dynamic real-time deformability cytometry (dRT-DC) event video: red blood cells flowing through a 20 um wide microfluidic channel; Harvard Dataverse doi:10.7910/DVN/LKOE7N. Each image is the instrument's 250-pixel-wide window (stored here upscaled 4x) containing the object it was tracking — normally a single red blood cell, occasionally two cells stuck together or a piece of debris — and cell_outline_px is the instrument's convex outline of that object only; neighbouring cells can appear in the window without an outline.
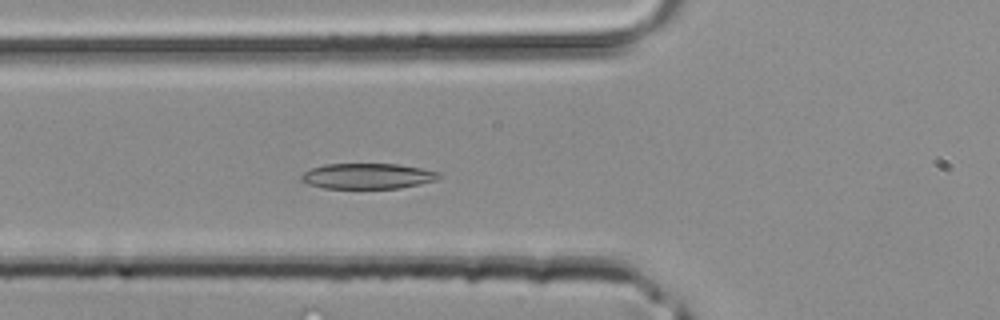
{"species": "common noctule bat (a hibernating species)", "species_latin": "Nyctalus noctula", "temperature_condition": "room temperature", "stored_images_in_passage": 25, "camera_frame_rate_fps": 3000, "um_per_image_px": 0.085, "animal": {"sex": "male", "body_mass_g": 20.4}, "frame": {"image": 1, "passage_image": 7, "time_ms": 2.0, "image_size_px": [1000, 320], "cell_outline_px": [[444, 176], [436, 180], [420, 184], [400, 188], [324, 188], [308, 184], [300, 180], [300, 176], [304, 172], [312, 168], [324, 164], [396, 164], [420, 168], [440, 172]], "centroid_in_image_um": [31.26, 14.97], "position_along_channel_um": 94.5, "area_um2": 20.52}}
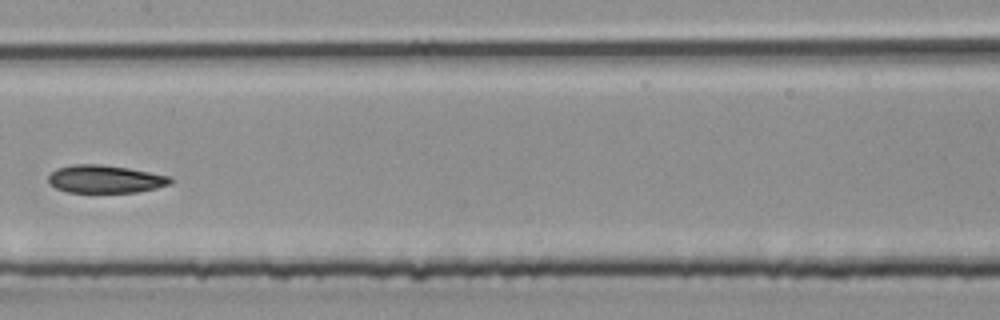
{"frame": {"image": 2, "passage_image": 13, "time_ms": 4.0, "image_size_px": [1000, 320], "cell_outline_px": [[172, 180], [168, 184], [156, 188], [136, 192], [68, 192], [56, 188], [48, 184], [48, 176], [56, 168], [76, 164], [100, 164], [128, 168], [172, 176]], "centroid_in_image_um": [8.92, 15.22], "position_along_channel_um": 198.5, "area_um2": 19.77}}
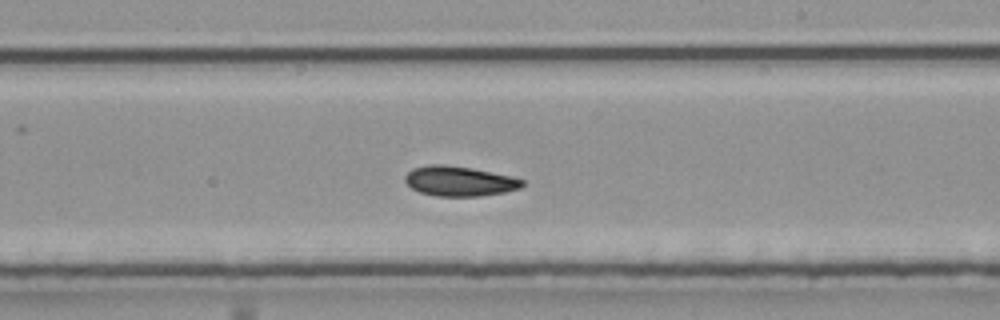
{"frame": {"image": 3, "passage_image": 16, "time_ms": 5.0, "image_size_px": [1000, 320], "cell_outline_px": [[524, 184], [520, 188], [504, 192], [480, 196], [436, 196], [420, 192], [412, 188], [404, 180], [404, 176], [412, 168], [428, 164], [444, 164], [472, 168], [508, 176], [524, 180]], "centroid_in_image_um": [39.0, 15.39], "position_along_channel_um": 250.0, "area_um2": 20.35}}